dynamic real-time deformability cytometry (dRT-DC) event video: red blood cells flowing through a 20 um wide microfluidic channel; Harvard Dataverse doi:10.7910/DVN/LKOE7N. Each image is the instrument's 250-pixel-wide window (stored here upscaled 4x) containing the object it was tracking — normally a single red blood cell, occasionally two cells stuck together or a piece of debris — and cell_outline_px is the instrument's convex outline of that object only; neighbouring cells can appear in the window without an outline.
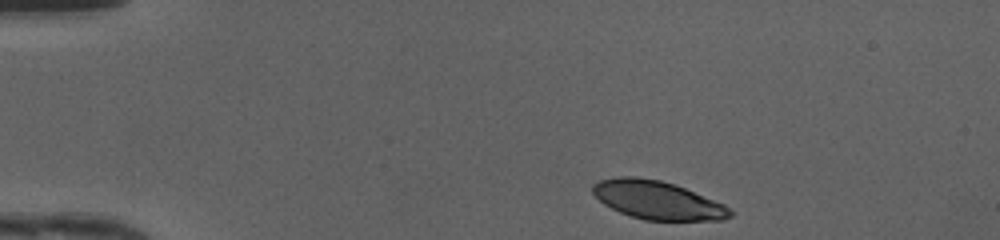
{"species": "human", "species_latin": "Homo sapiens", "temperature_condition": "cold", "stored_images_in_passage": 41, "camera_frame_rate_fps": 3000, "um_per_image_px": 0.085, "donor": {"sex": "female"}, "frame": {"image": 1, "passage_image": 1, "time_ms": 0.0, "image_size_px": [1000, 240], "cell_outline_px": [[732, 216], [724, 220], [644, 220], [620, 212], [604, 204], [592, 192], [592, 184], [600, 180], [616, 176], [632, 176], [660, 180], [684, 188], [724, 204], [732, 212]], "centroid_in_image_um": [55.86, 17.01], "position_along_channel_um": 29.1, "area_um2": 30.4}}
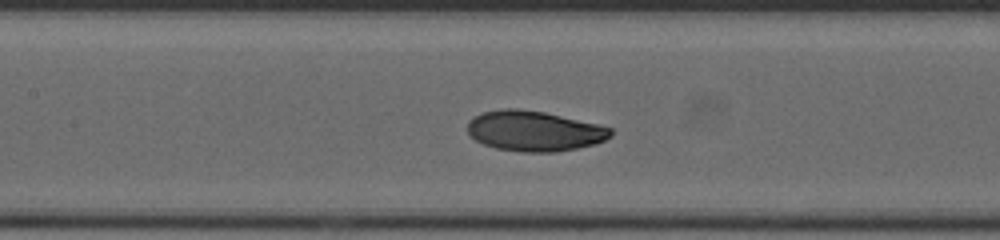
{"frame": {"image": 2, "passage_image": 16, "time_ms": 5.0, "image_size_px": [1000, 240], "cell_outline_px": [[612, 136], [596, 144], [556, 152], [520, 152], [496, 148], [484, 144], [468, 136], [468, 120], [472, 116], [484, 112], [504, 108], [516, 108], [544, 112], [596, 124], [612, 128]], "centroid_in_image_um": [45.38, 11.14], "position_along_channel_um": 162.0, "area_um2": 33.64}}
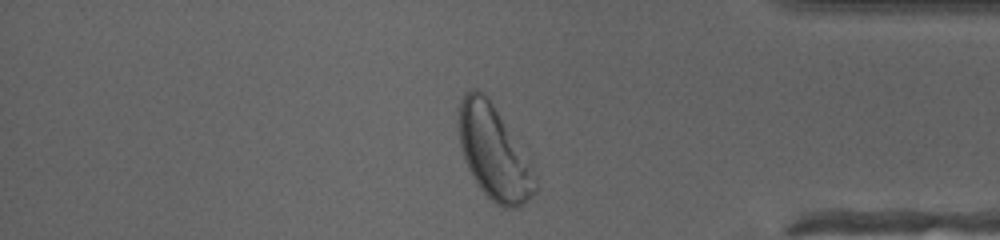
{"frame": {"image": 3, "passage_image": 34, "time_ms": 11.0, "image_size_px": [1000, 240], "cell_outline_px": [[536, 192], [524, 204], [516, 208], [504, 208], [496, 204], [480, 188], [472, 176], [464, 160], [460, 148], [460, 104], [464, 92], [472, 88], [476, 88], [484, 92], [492, 104], [536, 176]], "centroid_in_image_um": [41.95, 13.01], "position_along_channel_um": 393.3, "area_um2": 40.4}, "authors_computed_cell_mechanics": {"area_um2": 33.6974, "velocity_mm_per_s": 4.1802, "shape_relaxation_time_tau1_ms": 2.232, "shape_relaxation_time_tau2_ms": 8.0547, "deformation_change_tau1": 0.1255, "deformation_change_tau2": 0.1109}}